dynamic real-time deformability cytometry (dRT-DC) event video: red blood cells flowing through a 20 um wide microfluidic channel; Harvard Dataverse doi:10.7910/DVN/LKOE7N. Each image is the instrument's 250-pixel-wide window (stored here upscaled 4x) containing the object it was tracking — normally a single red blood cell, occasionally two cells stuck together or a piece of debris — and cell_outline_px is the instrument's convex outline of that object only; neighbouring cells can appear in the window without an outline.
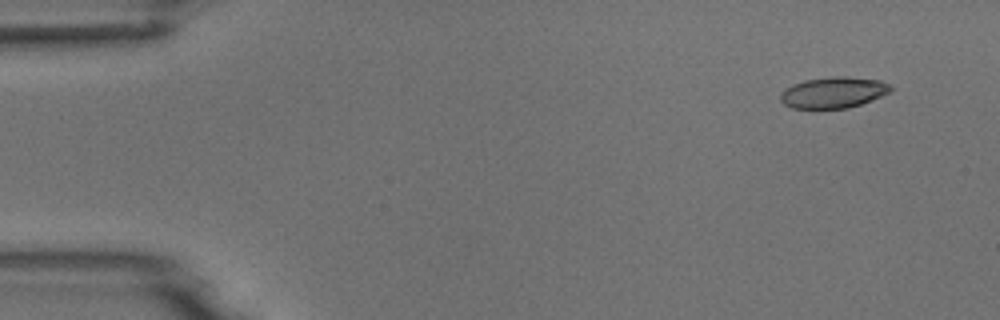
{"species": "common noctule bat (a hibernating species)", "species_latin": "Nyctalus noctula", "temperature_condition": "room temperature", "stored_images_in_passage": 5, "camera_frame_rate_fps": 3000, "um_per_image_px": 0.085, "animal": {"sex": "male", "body_mass_g": 18.8}, "frame": {"image": 1, "passage_image": 1, "time_ms": 0.0, "image_size_px": [1000, 320], "cell_outline_px": [[892, 92], [872, 100], [848, 108], [792, 108], [784, 104], [780, 100], [780, 92], [784, 88], [792, 84], [804, 80], [832, 76], [848, 76], [880, 80], [888, 84], [892, 88]], "centroid_in_image_um": [70.83, 7.85], "position_along_channel_um": 14.2, "area_um2": 20.17}}
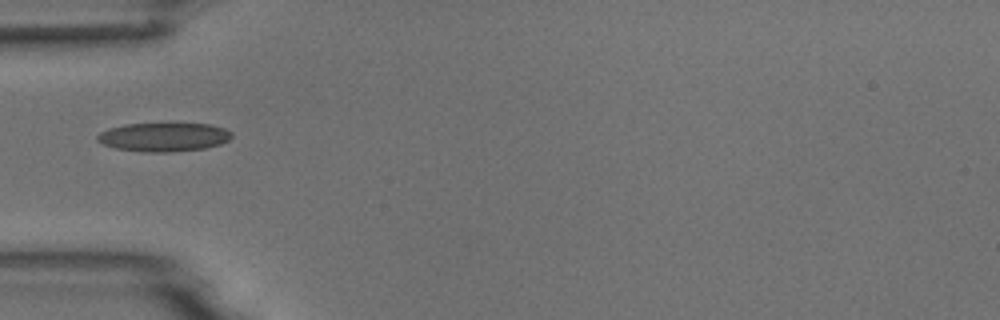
{"frame": {"image": 2, "passage_image": 4, "time_ms": 4.333, "image_size_px": [1000, 320], "cell_outline_px": [[232, 136], [228, 140], [220, 144], [204, 148], [172, 152], [144, 152], [116, 148], [104, 144], [96, 140], [96, 136], [100, 132], [108, 128], [124, 124], [212, 124], [224, 128], [232, 132]], "centroid_in_image_um": [13.91, 11.65], "position_along_channel_um": 71.1, "area_um2": 22.48}}